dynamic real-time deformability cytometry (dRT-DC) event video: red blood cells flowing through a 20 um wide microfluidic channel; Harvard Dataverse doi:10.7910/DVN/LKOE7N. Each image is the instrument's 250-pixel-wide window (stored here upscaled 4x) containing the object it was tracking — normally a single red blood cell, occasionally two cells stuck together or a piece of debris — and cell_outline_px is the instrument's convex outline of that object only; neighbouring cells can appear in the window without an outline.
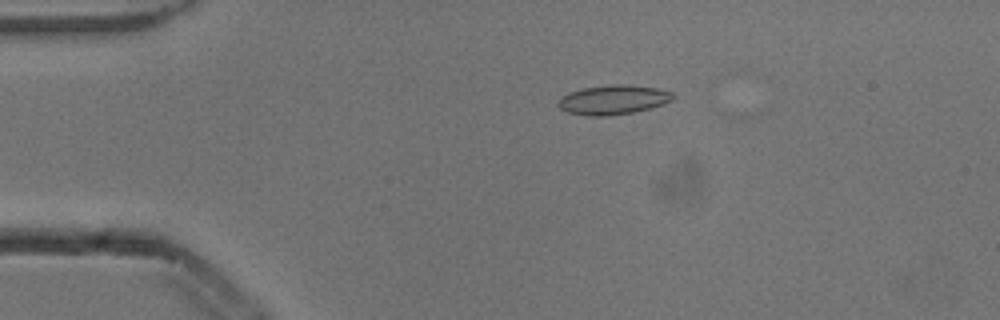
{"species": "common noctule bat (a hibernating species)", "species_latin": "Nyctalus noctula", "temperature_condition": "cold", "stored_images_in_passage": 3, "camera_frame_rate_fps": 3000, "um_per_image_px": 0.085, "animal": {"sex": "male", "body_mass_g": 13.3}, "frame": {"image": 1, "passage_image": 1, "time_ms": 0.0, "image_size_px": [1000, 320], "cell_outline_px": [[676, 96], [672, 100], [664, 104], [632, 112], [608, 116], [588, 116], [568, 112], [560, 108], [556, 104], [568, 92], [584, 88], [612, 84], [628, 84], [656, 88], [672, 92]], "centroid_in_image_um": [52.14, 8.47], "position_along_channel_um": 32.9, "area_um2": 19.59}}
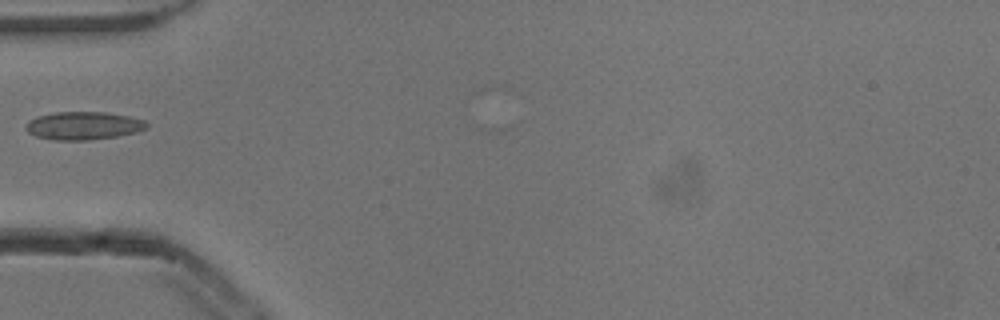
{"frame": {"image": 2, "passage_image": 3, "time_ms": 0.667, "image_size_px": [1000, 320], "cell_outline_px": [[148, 128], [136, 132], [116, 136], [88, 140], [56, 140], [36, 136], [28, 132], [24, 128], [28, 120], [36, 116], [56, 112], [104, 112], [128, 116], [144, 120], [148, 124]], "centroid_in_image_um": [7.07, 10.68], "position_along_channel_um": 77.9, "area_um2": 19.71}}